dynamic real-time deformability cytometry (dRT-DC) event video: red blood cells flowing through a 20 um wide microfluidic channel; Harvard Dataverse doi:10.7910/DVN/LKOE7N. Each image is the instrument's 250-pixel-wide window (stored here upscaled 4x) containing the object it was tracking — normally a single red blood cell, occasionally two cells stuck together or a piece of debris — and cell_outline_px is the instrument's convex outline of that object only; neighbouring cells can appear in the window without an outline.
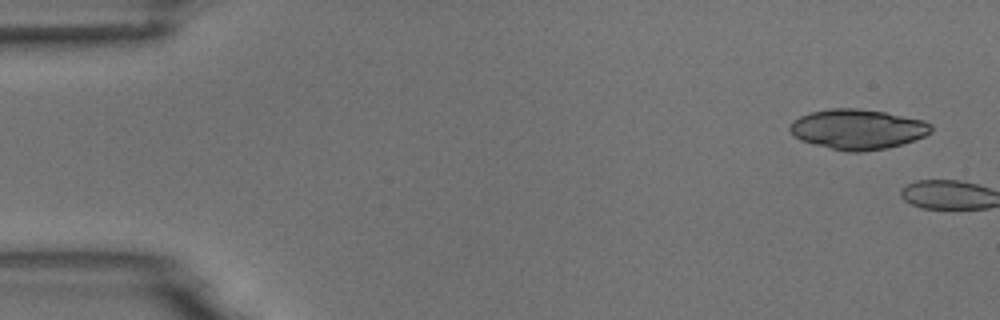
{"species": "common noctule bat (a hibernating species)", "species_latin": "Nyctalus noctula", "temperature_condition": "room temperature", "stored_images_in_passage": 7, "camera_frame_rate_fps": 3000, "um_per_image_px": 0.085, "animal": {"sex": "male", "body_mass_g": 18.8}, "frame": {"image": 1, "passage_image": 1, "time_ms": 0.0, "image_size_px": [1000, 320], "cell_outline_px": [[932, 132], [924, 136], [900, 144], [884, 148], [860, 152], [848, 152], [800, 140], [788, 128], [792, 120], [800, 116], [812, 112], [828, 108], [856, 108], [884, 112], [924, 120], [932, 124]], "centroid_in_image_um": [72.9, 10.97], "position_along_channel_um": 12.1, "area_um2": 32.66}}